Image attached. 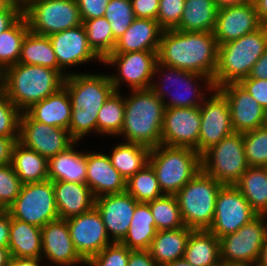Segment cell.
<instances>
[{"label": "cell", "instance_id": "cell-1", "mask_svg": "<svg viewBox=\"0 0 267 266\" xmlns=\"http://www.w3.org/2000/svg\"><path fill=\"white\" fill-rule=\"evenodd\" d=\"M158 62L213 80L218 63V43L213 32L163 30Z\"/></svg>", "mask_w": 267, "mask_h": 266}, {"label": "cell", "instance_id": "cell-2", "mask_svg": "<svg viewBox=\"0 0 267 266\" xmlns=\"http://www.w3.org/2000/svg\"><path fill=\"white\" fill-rule=\"evenodd\" d=\"M64 80L65 77L57 70L17 63L0 74V87L12 103L25 112L63 87Z\"/></svg>", "mask_w": 267, "mask_h": 266}, {"label": "cell", "instance_id": "cell-3", "mask_svg": "<svg viewBox=\"0 0 267 266\" xmlns=\"http://www.w3.org/2000/svg\"><path fill=\"white\" fill-rule=\"evenodd\" d=\"M130 91L125 97L124 124L118 136L150 149L161 145L165 112L162 99L150 88Z\"/></svg>", "mask_w": 267, "mask_h": 266}, {"label": "cell", "instance_id": "cell-4", "mask_svg": "<svg viewBox=\"0 0 267 266\" xmlns=\"http://www.w3.org/2000/svg\"><path fill=\"white\" fill-rule=\"evenodd\" d=\"M267 48V26L245 34L231 42L218 45V63L213 78L217 89L228 83H238L248 77L256 61Z\"/></svg>", "mask_w": 267, "mask_h": 266}, {"label": "cell", "instance_id": "cell-5", "mask_svg": "<svg viewBox=\"0 0 267 266\" xmlns=\"http://www.w3.org/2000/svg\"><path fill=\"white\" fill-rule=\"evenodd\" d=\"M148 163L166 195H175L202 170L201 155L190 147L158 145L150 150Z\"/></svg>", "mask_w": 267, "mask_h": 266}, {"label": "cell", "instance_id": "cell-6", "mask_svg": "<svg viewBox=\"0 0 267 266\" xmlns=\"http://www.w3.org/2000/svg\"><path fill=\"white\" fill-rule=\"evenodd\" d=\"M223 185L201 170L176 194L185 226L207 230L213 221L216 198Z\"/></svg>", "mask_w": 267, "mask_h": 266}, {"label": "cell", "instance_id": "cell-7", "mask_svg": "<svg viewBox=\"0 0 267 266\" xmlns=\"http://www.w3.org/2000/svg\"><path fill=\"white\" fill-rule=\"evenodd\" d=\"M165 68H166L165 73L161 75H164L166 80L163 79L161 81V84L159 85L158 84L159 82H156L157 79H155L154 81H152V85L150 88L157 96H159L162 99L165 108L200 107L205 101L206 97H208L206 96L207 94L205 93L213 92V90L215 89L213 80L211 78H208L204 75H200L198 73L181 70V69L174 68V67H169V66L159 63L158 61L156 62L155 69H154V78L158 73L163 72ZM198 81H201V82L203 81L204 87L202 85L198 87V84H197ZM168 84H169V87H168ZM177 85H179L180 87H178ZM172 87H174L177 90V92L176 90L174 91L175 94L171 93L174 90V88L172 89ZM167 88L168 90L170 89L172 90L168 92ZM203 89L205 90V93H202L204 92ZM168 94L170 95L169 97L172 96L169 100L166 99L168 97L167 96Z\"/></svg>", "mask_w": 267, "mask_h": 266}, {"label": "cell", "instance_id": "cell-8", "mask_svg": "<svg viewBox=\"0 0 267 266\" xmlns=\"http://www.w3.org/2000/svg\"><path fill=\"white\" fill-rule=\"evenodd\" d=\"M202 170L222 185H235L249 168L243 133L234 132L201 155Z\"/></svg>", "mask_w": 267, "mask_h": 266}, {"label": "cell", "instance_id": "cell-9", "mask_svg": "<svg viewBox=\"0 0 267 266\" xmlns=\"http://www.w3.org/2000/svg\"><path fill=\"white\" fill-rule=\"evenodd\" d=\"M23 14L29 30L50 36L82 24L76 0H26Z\"/></svg>", "mask_w": 267, "mask_h": 266}, {"label": "cell", "instance_id": "cell-10", "mask_svg": "<svg viewBox=\"0 0 267 266\" xmlns=\"http://www.w3.org/2000/svg\"><path fill=\"white\" fill-rule=\"evenodd\" d=\"M10 217L42 228L59 219L53 182L22 184L16 200L7 208Z\"/></svg>", "mask_w": 267, "mask_h": 266}, {"label": "cell", "instance_id": "cell-11", "mask_svg": "<svg viewBox=\"0 0 267 266\" xmlns=\"http://www.w3.org/2000/svg\"><path fill=\"white\" fill-rule=\"evenodd\" d=\"M158 51H139L129 53H111L104 60V65H112L117 74H110L115 91L119 92L123 83L131 90L149 89L154 80V69Z\"/></svg>", "mask_w": 267, "mask_h": 266}, {"label": "cell", "instance_id": "cell-12", "mask_svg": "<svg viewBox=\"0 0 267 266\" xmlns=\"http://www.w3.org/2000/svg\"><path fill=\"white\" fill-rule=\"evenodd\" d=\"M257 215L234 185H223L217 194L212 224L207 230L219 239L236 232Z\"/></svg>", "mask_w": 267, "mask_h": 266}, {"label": "cell", "instance_id": "cell-13", "mask_svg": "<svg viewBox=\"0 0 267 266\" xmlns=\"http://www.w3.org/2000/svg\"><path fill=\"white\" fill-rule=\"evenodd\" d=\"M265 241V221L257 215L236 232L219 238L221 262L257 263Z\"/></svg>", "mask_w": 267, "mask_h": 266}, {"label": "cell", "instance_id": "cell-14", "mask_svg": "<svg viewBox=\"0 0 267 266\" xmlns=\"http://www.w3.org/2000/svg\"><path fill=\"white\" fill-rule=\"evenodd\" d=\"M71 99L72 109L98 113L104 102L115 92L109 74L70 72L63 85Z\"/></svg>", "mask_w": 267, "mask_h": 266}, {"label": "cell", "instance_id": "cell-15", "mask_svg": "<svg viewBox=\"0 0 267 266\" xmlns=\"http://www.w3.org/2000/svg\"><path fill=\"white\" fill-rule=\"evenodd\" d=\"M212 93L200 106L201 127L196 149L200 155L235 132L232 127L228 100L216 88Z\"/></svg>", "mask_w": 267, "mask_h": 266}, {"label": "cell", "instance_id": "cell-16", "mask_svg": "<svg viewBox=\"0 0 267 266\" xmlns=\"http://www.w3.org/2000/svg\"><path fill=\"white\" fill-rule=\"evenodd\" d=\"M18 142L49 160L65 151L75 140L68 130L37 122L26 112H22Z\"/></svg>", "mask_w": 267, "mask_h": 266}, {"label": "cell", "instance_id": "cell-17", "mask_svg": "<svg viewBox=\"0 0 267 266\" xmlns=\"http://www.w3.org/2000/svg\"><path fill=\"white\" fill-rule=\"evenodd\" d=\"M66 221L73 245L85 262L113 243L95 207Z\"/></svg>", "mask_w": 267, "mask_h": 266}, {"label": "cell", "instance_id": "cell-18", "mask_svg": "<svg viewBox=\"0 0 267 266\" xmlns=\"http://www.w3.org/2000/svg\"><path fill=\"white\" fill-rule=\"evenodd\" d=\"M201 127L200 107L165 108L162 144L198 148Z\"/></svg>", "mask_w": 267, "mask_h": 266}, {"label": "cell", "instance_id": "cell-19", "mask_svg": "<svg viewBox=\"0 0 267 266\" xmlns=\"http://www.w3.org/2000/svg\"><path fill=\"white\" fill-rule=\"evenodd\" d=\"M53 46L59 68L68 76V67H74L89 61L103 60L92 50L88 44L87 34L84 26L69 28L49 36Z\"/></svg>", "mask_w": 267, "mask_h": 266}, {"label": "cell", "instance_id": "cell-20", "mask_svg": "<svg viewBox=\"0 0 267 266\" xmlns=\"http://www.w3.org/2000/svg\"><path fill=\"white\" fill-rule=\"evenodd\" d=\"M137 203L127 191L95 198V208L101 215L108 236L112 235V242L124 239Z\"/></svg>", "mask_w": 267, "mask_h": 266}, {"label": "cell", "instance_id": "cell-21", "mask_svg": "<svg viewBox=\"0 0 267 266\" xmlns=\"http://www.w3.org/2000/svg\"><path fill=\"white\" fill-rule=\"evenodd\" d=\"M252 2L218 9L214 36L218 45L236 40L262 27Z\"/></svg>", "mask_w": 267, "mask_h": 266}, {"label": "cell", "instance_id": "cell-22", "mask_svg": "<svg viewBox=\"0 0 267 266\" xmlns=\"http://www.w3.org/2000/svg\"><path fill=\"white\" fill-rule=\"evenodd\" d=\"M217 89L228 100L235 132L245 133L262 127L264 108L239 83H228Z\"/></svg>", "mask_w": 267, "mask_h": 266}, {"label": "cell", "instance_id": "cell-23", "mask_svg": "<svg viewBox=\"0 0 267 266\" xmlns=\"http://www.w3.org/2000/svg\"><path fill=\"white\" fill-rule=\"evenodd\" d=\"M42 258L60 266H76L86 262L77 253L65 219L48 222L41 228Z\"/></svg>", "mask_w": 267, "mask_h": 266}, {"label": "cell", "instance_id": "cell-24", "mask_svg": "<svg viewBox=\"0 0 267 266\" xmlns=\"http://www.w3.org/2000/svg\"><path fill=\"white\" fill-rule=\"evenodd\" d=\"M86 185L95 198L126 191V181L105 153L87 152Z\"/></svg>", "mask_w": 267, "mask_h": 266}, {"label": "cell", "instance_id": "cell-25", "mask_svg": "<svg viewBox=\"0 0 267 266\" xmlns=\"http://www.w3.org/2000/svg\"><path fill=\"white\" fill-rule=\"evenodd\" d=\"M162 32L157 20L136 18L116 41L112 53L158 51Z\"/></svg>", "mask_w": 267, "mask_h": 266}, {"label": "cell", "instance_id": "cell-26", "mask_svg": "<svg viewBox=\"0 0 267 266\" xmlns=\"http://www.w3.org/2000/svg\"><path fill=\"white\" fill-rule=\"evenodd\" d=\"M53 187L59 219L66 220L95 207V196L86 184L55 181Z\"/></svg>", "mask_w": 267, "mask_h": 266}, {"label": "cell", "instance_id": "cell-27", "mask_svg": "<svg viewBox=\"0 0 267 266\" xmlns=\"http://www.w3.org/2000/svg\"><path fill=\"white\" fill-rule=\"evenodd\" d=\"M25 112L37 122L68 130L72 105L67 89L64 86L61 87Z\"/></svg>", "mask_w": 267, "mask_h": 266}, {"label": "cell", "instance_id": "cell-28", "mask_svg": "<svg viewBox=\"0 0 267 266\" xmlns=\"http://www.w3.org/2000/svg\"><path fill=\"white\" fill-rule=\"evenodd\" d=\"M77 141L65 151L48 160V179L52 182L67 181L86 184L87 177V151L75 150Z\"/></svg>", "mask_w": 267, "mask_h": 266}, {"label": "cell", "instance_id": "cell-29", "mask_svg": "<svg viewBox=\"0 0 267 266\" xmlns=\"http://www.w3.org/2000/svg\"><path fill=\"white\" fill-rule=\"evenodd\" d=\"M8 249L14 258H42L41 228L10 217Z\"/></svg>", "mask_w": 267, "mask_h": 266}, {"label": "cell", "instance_id": "cell-30", "mask_svg": "<svg viewBox=\"0 0 267 266\" xmlns=\"http://www.w3.org/2000/svg\"><path fill=\"white\" fill-rule=\"evenodd\" d=\"M193 229L184 226L174 230H159L149 248L160 266L184 257L186 245Z\"/></svg>", "mask_w": 267, "mask_h": 266}, {"label": "cell", "instance_id": "cell-31", "mask_svg": "<svg viewBox=\"0 0 267 266\" xmlns=\"http://www.w3.org/2000/svg\"><path fill=\"white\" fill-rule=\"evenodd\" d=\"M184 259L193 266H220V242L209 230H192Z\"/></svg>", "mask_w": 267, "mask_h": 266}, {"label": "cell", "instance_id": "cell-32", "mask_svg": "<svg viewBox=\"0 0 267 266\" xmlns=\"http://www.w3.org/2000/svg\"><path fill=\"white\" fill-rule=\"evenodd\" d=\"M11 164L22 184L48 180V160L19 143H15Z\"/></svg>", "mask_w": 267, "mask_h": 266}, {"label": "cell", "instance_id": "cell-33", "mask_svg": "<svg viewBox=\"0 0 267 266\" xmlns=\"http://www.w3.org/2000/svg\"><path fill=\"white\" fill-rule=\"evenodd\" d=\"M156 233L155 220L149 204L138 202L128 232L120 243L130 250H149Z\"/></svg>", "mask_w": 267, "mask_h": 266}, {"label": "cell", "instance_id": "cell-34", "mask_svg": "<svg viewBox=\"0 0 267 266\" xmlns=\"http://www.w3.org/2000/svg\"><path fill=\"white\" fill-rule=\"evenodd\" d=\"M217 12L215 0H185L182 18L175 29L187 32H214Z\"/></svg>", "mask_w": 267, "mask_h": 266}, {"label": "cell", "instance_id": "cell-35", "mask_svg": "<svg viewBox=\"0 0 267 266\" xmlns=\"http://www.w3.org/2000/svg\"><path fill=\"white\" fill-rule=\"evenodd\" d=\"M150 148L132 142H122L113 147L109 158L113 167L125 181L149 162Z\"/></svg>", "mask_w": 267, "mask_h": 266}, {"label": "cell", "instance_id": "cell-36", "mask_svg": "<svg viewBox=\"0 0 267 266\" xmlns=\"http://www.w3.org/2000/svg\"><path fill=\"white\" fill-rule=\"evenodd\" d=\"M18 63L48 67L67 76L58 66L49 36L35 34L30 30L22 41Z\"/></svg>", "mask_w": 267, "mask_h": 266}, {"label": "cell", "instance_id": "cell-37", "mask_svg": "<svg viewBox=\"0 0 267 266\" xmlns=\"http://www.w3.org/2000/svg\"><path fill=\"white\" fill-rule=\"evenodd\" d=\"M234 186L258 215L267 212V171L265 167H249Z\"/></svg>", "mask_w": 267, "mask_h": 266}, {"label": "cell", "instance_id": "cell-38", "mask_svg": "<svg viewBox=\"0 0 267 266\" xmlns=\"http://www.w3.org/2000/svg\"><path fill=\"white\" fill-rule=\"evenodd\" d=\"M28 31V22L22 14L8 29L0 33V74L18 63L22 41Z\"/></svg>", "mask_w": 267, "mask_h": 266}, {"label": "cell", "instance_id": "cell-39", "mask_svg": "<svg viewBox=\"0 0 267 266\" xmlns=\"http://www.w3.org/2000/svg\"><path fill=\"white\" fill-rule=\"evenodd\" d=\"M125 97L115 91L102 105L97 115V134L116 137L124 124Z\"/></svg>", "mask_w": 267, "mask_h": 266}, {"label": "cell", "instance_id": "cell-40", "mask_svg": "<svg viewBox=\"0 0 267 266\" xmlns=\"http://www.w3.org/2000/svg\"><path fill=\"white\" fill-rule=\"evenodd\" d=\"M126 191L137 202L145 203L164 195L155 171L149 163L126 181Z\"/></svg>", "mask_w": 267, "mask_h": 266}, {"label": "cell", "instance_id": "cell-41", "mask_svg": "<svg viewBox=\"0 0 267 266\" xmlns=\"http://www.w3.org/2000/svg\"><path fill=\"white\" fill-rule=\"evenodd\" d=\"M87 34L88 44L92 50L104 60L110 55L116 45L110 23L105 17L82 21Z\"/></svg>", "mask_w": 267, "mask_h": 266}, {"label": "cell", "instance_id": "cell-42", "mask_svg": "<svg viewBox=\"0 0 267 266\" xmlns=\"http://www.w3.org/2000/svg\"><path fill=\"white\" fill-rule=\"evenodd\" d=\"M147 203L154 217L157 231L174 230L185 226L175 195L164 194Z\"/></svg>", "mask_w": 267, "mask_h": 266}, {"label": "cell", "instance_id": "cell-43", "mask_svg": "<svg viewBox=\"0 0 267 266\" xmlns=\"http://www.w3.org/2000/svg\"><path fill=\"white\" fill-rule=\"evenodd\" d=\"M104 17L110 23L112 35L117 41L136 19L131 0H110Z\"/></svg>", "mask_w": 267, "mask_h": 266}, {"label": "cell", "instance_id": "cell-44", "mask_svg": "<svg viewBox=\"0 0 267 266\" xmlns=\"http://www.w3.org/2000/svg\"><path fill=\"white\" fill-rule=\"evenodd\" d=\"M243 145L249 167L267 164V129L260 127L243 133Z\"/></svg>", "mask_w": 267, "mask_h": 266}, {"label": "cell", "instance_id": "cell-45", "mask_svg": "<svg viewBox=\"0 0 267 266\" xmlns=\"http://www.w3.org/2000/svg\"><path fill=\"white\" fill-rule=\"evenodd\" d=\"M21 111L7 97L0 87V136L19 138Z\"/></svg>", "mask_w": 267, "mask_h": 266}, {"label": "cell", "instance_id": "cell-46", "mask_svg": "<svg viewBox=\"0 0 267 266\" xmlns=\"http://www.w3.org/2000/svg\"><path fill=\"white\" fill-rule=\"evenodd\" d=\"M22 183L12 164L0 166V208L7 209L20 193Z\"/></svg>", "mask_w": 267, "mask_h": 266}, {"label": "cell", "instance_id": "cell-47", "mask_svg": "<svg viewBox=\"0 0 267 266\" xmlns=\"http://www.w3.org/2000/svg\"><path fill=\"white\" fill-rule=\"evenodd\" d=\"M130 249L120 242H113L101 252L90 258L85 265L88 266H127Z\"/></svg>", "mask_w": 267, "mask_h": 266}, {"label": "cell", "instance_id": "cell-48", "mask_svg": "<svg viewBox=\"0 0 267 266\" xmlns=\"http://www.w3.org/2000/svg\"><path fill=\"white\" fill-rule=\"evenodd\" d=\"M98 113L82 112V109H72L69 134L77 142L90 132L97 133Z\"/></svg>", "mask_w": 267, "mask_h": 266}, {"label": "cell", "instance_id": "cell-49", "mask_svg": "<svg viewBox=\"0 0 267 266\" xmlns=\"http://www.w3.org/2000/svg\"><path fill=\"white\" fill-rule=\"evenodd\" d=\"M185 0H159L157 21L163 30L175 29L182 18Z\"/></svg>", "mask_w": 267, "mask_h": 266}, {"label": "cell", "instance_id": "cell-50", "mask_svg": "<svg viewBox=\"0 0 267 266\" xmlns=\"http://www.w3.org/2000/svg\"><path fill=\"white\" fill-rule=\"evenodd\" d=\"M264 109L267 108V80L243 78L238 82Z\"/></svg>", "mask_w": 267, "mask_h": 266}, {"label": "cell", "instance_id": "cell-51", "mask_svg": "<svg viewBox=\"0 0 267 266\" xmlns=\"http://www.w3.org/2000/svg\"><path fill=\"white\" fill-rule=\"evenodd\" d=\"M82 21L104 17L110 0H76Z\"/></svg>", "mask_w": 267, "mask_h": 266}, {"label": "cell", "instance_id": "cell-52", "mask_svg": "<svg viewBox=\"0 0 267 266\" xmlns=\"http://www.w3.org/2000/svg\"><path fill=\"white\" fill-rule=\"evenodd\" d=\"M136 18L157 20L159 0H131Z\"/></svg>", "mask_w": 267, "mask_h": 266}, {"label": "cell", "instance_id": "cell-53", "mask_svg": "<svg viewBox=\"0 0 267 266\" xmlns=\"http://www.w3.org/2000/svg\"><path fill=\"white\" fill-rule=\"evenodd\" d=\"M23 14V3L14 0L6 9L0 11V33L8 29Z\"/></svg>", "mask_w": 267, "mask_h": 266}, {"label": "cell", "instance_id": "cell-54", "mask_svg": "<svg viewBox=\"0 0 267 266\" xmlns=\"http://www.w3.org/2000/svg\"><path fill=\"white\" fill-rule=\"evenodd\" d=\"M127 266H160L156 263L149 250H130Z\"/></svg>", "mask_w": 267, "mask_h": 266}, {"label": "cell", "instance_id": "cell-55", "mask_svg": "<svg viewBox=\"0 0 267 266\" xmlns=\"http://www.w3.org/2000/svg\"><path fill=\"white\" fill-rule=\"evenodd\" d=\"M18 139L0 136V166L11 163L13 147Z\"/></svg>", "mask_w": 267, "mask_h": 266}, {"label": "cell", "instance_id": "cell-56", "mask_svg": "<svg viewBox=\"0 0 267 266\" xmlns=\"http://www.w3.org/2000/svg\"><path fill=\"white\" fill-rule=\"evenodd\" d=\"M10 215L8 210L0 208V248H8Z\"/></svg>", "mask_w": 267, "mask_h": 266}, {"label": "cell", "instance_id": "cell-57", "mask_svg": "<svg viewBox=\"0 0 267 266\" xmlns=\"http://www.w3.org/2000/svg\"><path fill=\"white\" fill-rule=\"evenodd\" d=\"M246 78L267 80V48L265 49L262 56L256 61L250 71V74Z\"/></svg>", "mask_w": 267, "mask_h": 266}, {"label": "cell", "instance_id": "cell-58", "mask_svg": "<svg viewBox=\"0 0 267 266\" xmlns=\"http://www.w3.org/2000/svg\"><path fill=\"white\" fill-rule=\"evenodd\" d=\"M42 258H14L12 257L9 266H40Z\"/></svg>", "mask_w": 267, "mask_h": 266}, {"label": "cell", "instance_id": "cell-59", "mask_svg": "<svg viewBox=\"0 0 267 266\" xmlns=\"http://www.w3.org/2000/svg\"><path fill=\"white\" fill-rule=\"evenodd\" d=\"M257 14L259 16L260 22L263 26H267V0H252Z\"/></svg>", "mask_w": 267, "mask_h": 266}, {"label": "cell", "instance_id": "cell-60", "mask_svg": "<svg viewBox=\"0 0 267 266\" xmlns=\"http://www.w3.org/2000/svg\"><path fill=\"white\" fill-rule=\"evenodd\" d=\"M252 2V0H215L217 8H224L228 6H238Z\"/></svg>", "mask_w": 267, "mask_h": 266}, {"label": "cell", "instance_id": "cell-61", "mask_svg": "<svg viewBox=\"0 0 267 266\" xmlns=\"http://www.w3.org/2000/svg\"><path fill=\"white\" fill-rule=\"evenodd\" d=\"M11 258L8 248H0V266H9Z\"/></svg>", "mask_w": 267, "mask_h": 266}, {"label": "cell", "instance_id": "cell-62", "mask_svg": "<svg viewBox=\"0 0 267 266\" xmlns=\"http://www.w3.org/2000/svg\"><path fill=\"white\" fill-rule=\"evenodd\" d=\"M257 266H267V239L261 249L259 259L257 261Z\"/></svg>", "mask_w": 267, "mask_h": 266}, {"label": "cell", "instance_id": "cell-63", "mask_svg": "<svg viewBox=\"0 0 267 266\" xmlns=\"http://www.w3.org/2000/svg\"><path fill=\"white\" fill-rule=\"evenodd\" d=\"M162 266H193L192 264H190L189 262H187L184 257L181 259H177L173 262L164 264Z\"/></svg>", "mask_w": 267, "mask_h": 266}, {"label": "cell", "instance_id": "cell-64", "mask_svg": "<svg viewBox=\"0 0 267 266\" xmlns=\"http://www.w3.org/2000/svg\"><path fill=\"white\" fill-rule=\"evenodd\" d=\"M220 266H257V263L248 262H221Z\"/></svg>", "mask_w": 267, "mask_h": 266}, {"label": "cell", "instance_id": "cell-65", "mask_svg": "<svg viewBox=\"0 0 267 266\" xmlns=\"http://www.w3.org/2000/svg\"><path fill=\"white\" fill-rule=\"evenodd\" d=\"M14 0H0V11L6 9Z\"/></svg>", "mask_w": 267, "mask_h": 266}, {"label": "cell", "instance_id": "cell-66", "mask_svg": "<svg viewBox=\"0 0 267 266\" xmlns=\"http://www.w3.org/2000/svg\"><path fill=\"white\" fill-rule=\"evenodd\" d=\"M262 127L267 129V108L264 109V120H263Z\"/></svg>", "mask_w": 267, "mask_h": 266}, {"label": "cell", "instance_id": "cell-67", "mask_svg": "<svg viewBox=\"0 0 267 266\" xmlns=\"http://www.w3.org/2000/svg\"><path fill=\"white\" fill-rule=\"evenodd\" d=\"M264 221H265V225H266V239H267V212H264L261 214Z\"/></svg>", "mask_w": 267, "mask_h": 266}, {"label": "cell", "instance_id": "cell-68", "mask_svg": "<svg viewBox=\"0 0 267 266\" xmlns=\"http://www.w3.org/2000/svg\"><path fill=\"white\" fill-rule=\"evenodd\" d=\"M16 1H19V2H22V3H24L26 0H16Z\"/></svg>", "mask_w": 267, "mask_h": 266}]
</instances>
